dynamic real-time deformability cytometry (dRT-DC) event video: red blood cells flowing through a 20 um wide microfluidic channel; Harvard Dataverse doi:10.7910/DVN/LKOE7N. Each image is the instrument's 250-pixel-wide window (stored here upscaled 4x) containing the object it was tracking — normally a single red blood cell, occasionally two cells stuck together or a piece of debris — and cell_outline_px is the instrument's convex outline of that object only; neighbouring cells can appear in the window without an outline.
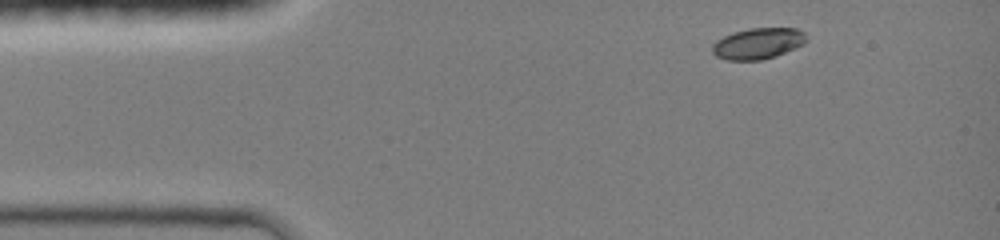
{"species": "common noctule bat (a hibernating species)", "species_latin": "Nyctalus noctula", "temperature_condition": "room temperature", "stored_images_in_passage": 5, "camera_frame_rate_fps": 3000, "um_per_image_px": 0.085, "animal": {"sex": "female", "body_mass_g": 19.0, "forearm_length_mm": 51.5}, "frame": {"image": 1, "passage_image": 1, "time_ms": 0.0, "image_size_px": [1000, 240], "cell_outline_px": [[808, 40], [804, 44], [776, 56], [760, 60], [728, 60], [716, 56], [712, 52], [712, 44], [716, 40], [732, 32], [748, 28], [796, 28], [804, 32]], "centroid_in_image_um": [64.43, 3.69], "position_along_channel_um": 20.6, "area_um2": 17.17}}
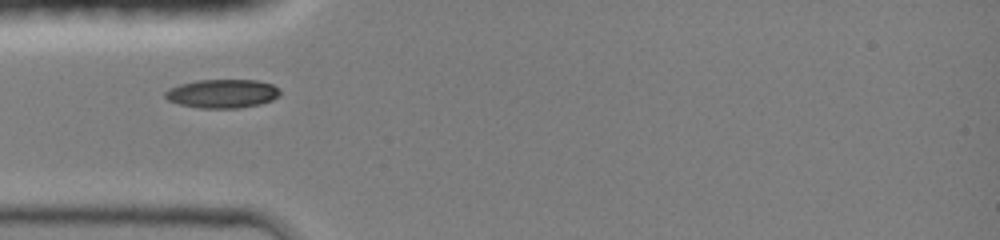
{"frame": {"image": 2, "passage_image": 4, "time_ms": 2.667, "image_size_px": [1000, 240], "cell_outline_px": [[280, 96], [272, 100], [260, 104], [240, 108], [200, 108], [180, 104], [168, 100], [164, 96], [164, 92], [168, 88], [180, 84], [196, 80], [256, 80], [272, 84], [280, 88]], "centroid_in_image_um": [18.91, 7.95], "position_along_channel_um": 66.1, "area_um2": 19.36}}